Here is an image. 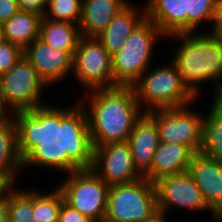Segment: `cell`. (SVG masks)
Instances as JSON below:
<instances>
[{"label": "cell", "mask_w": 222, "mask_h": 222, "mask_svg": "<svg viewBox=\"0 0 222 222\" xmlns=\"http://www.w3.org/2000/svg\"><path fill=\"white\" fill-rule=\"evenodd\" d=\"M84 104H45L13 114L22 168L45 166L66 174L92 168L94 147Z\"/></svg>", "instance_id": "obj_1"}, {"label": "cell", "mask_w": 222, "mask_h": 222, "mask_svg": "<svg viewBox=\"0 0 222 222\" xmlns=\"http://www.w3.org/2000/svg\"><path fill=\"white\" fill-rule=\"evenodd\" d=\"M88 94L90 107L84 108L93 147L127 142L133 127L145 113L132 86L99 88Z\"/></svg>", "instance_id": "obj_2"}, {"label": "cell", "mask_w": 222, "mask_h": 222, "mask_svg": "<svg viewBox=\"0 0 222 222\" xmlns=\"http://www.w3.org/2000/svg\"><path fill=\"white\" fill-rule=\"evenodd\" d=\"M169 37L182 40L171 62L184 83L198 97V85L214 80L215 96L222 87V43L209 32L177 33Z\"/></svg>", "instance_id": "obj_3"}, {"label": "cell", "mask_w": 222, "mask_h": 222, "mask_svg": "<svg viewBox=\"0 0 222 222\" xmlns=\"http://www.w3.org/2000/svg\"><path fill=\"white\" fill-rule=\"evenodd\" d=\"M146 70L132 85L139 105L145 104L144 112L191 105L197 96L184 83L176 65H162L154 71Z\"/></svg>", "instance_id": "obj_4"}, {"label": "cell", "mask_w": 222, "mask_h": 222, "mask_svg": "<svg viewBox=\"0 0 222 222\" xmlns=\"http://www.w3.org/2000/svg\"><path fill=\"white\" fill-rule=\"evenodd\" d=\"M162 36L159 27L146 17L135 27L112 55L115 86H132L140 78L149 68L156 39Z\"/></svg>", "instance_id": "obj_5"}, {"label": "cell", "mask_w": 222, "mask_h": 222, "mask_svg": "<svg viewBox=\"0 0 222 222\" xmlns=\"http://www.w3.org/2000/svg\"><path fill=\"white\" fill-rule=\"evenodd\" d=\"M156 212L155 185L145 177L133 183L109 187L105 219L112 222H146Z\"/></svg>", "instance_id": "obj_6"}, {"label": "cell", "mask_w": 222, "mask_h": 222, "mask_svg": "<svg viewBox=\"0 0 222 222\" xmlns=\"http://www.w3.org/2000/svg\"><path fill=\"white\" fill-rule=\"evenodd\" d=\"M58 188L64 201L93 222H101L107 211L109 185L92 169H80L67 174Z\"/></svg>", "instance_id": "obj_7"}, {"label": "cell", "mask_w": 222, "mask_h": 222, "mask_svg": "<svg viewBox=\"0 0 222 222\" xmlns=\"http://www.w3.org/2000/svg\"><path fill=\"white\" fill-rule=\"evenodd\" d=\"M44 88L48 87L24 55L8 72L0 76V97L6 108L11 109L12 115L45 105L40 100Z\"/></svg>", "instance_id": "obj_8"}, {"label": "cell", "mask_w": 222, "mask_h": 222, "mask_svg": "<svg viewBox=\"0 0 222 222\" xmlns=\"http://www.w3.org/2000/svg\"><path fill=\"white\" fill-rule=\"evenodd\" d=\"M72 72L86 90L115 86L112 55L97 37L81 35L73 54Z\"/></svg>", "instance_id": "obj_9"}, {"label": "cell", "mask_w": 222, "mask_h": 222, "mask_svg": "<svg viewBox=\"0 0 222 222\" xmlns=\"http://www.w3.org/2000/svg\"><path fill=\"white\" fill-rule=\"evenodd\" d=\"M188 106L157 109L147 114L157 125L160 142L185 144L196 153L202 146L205 115L189 110Z\"/></svg>", "instance_id": "obj_10"}, {"label": "cell", "mask_w": 222, "mask_h": 222, "mask_svg": "<svg viewBox=\"0 0 222 222\" xmlns=\"http://www.w3.org/2000/svg\"><path fill=\"white\" fill-rule=\"evenodd\" d=\"M91 169L109 186L129 184L144 178L135 167L127 142L95 147Z\"/></svg>", "instance_id": "obj_11"}, {"label": "cell", "mask_w": 222, "mask_h": 222, "mask_svg": "<svg viewBox=\"0 0 222 222\" xmlns=\"http://www.w3.org/2000/svg\"><path fill=\"white\" fill-rule=\"evenodd\" d=\"M154 185L159 212L167 214L171 206L185 210H210L202 191L188 172L162 177Z\"/></svg>", "instance_id": "obj_12"}, {"label": "cell", "mask_w": 222, "mask_h": 222, "mask_svg": "<svg viewBox=\"0 0 222 222\" xmlns=\"http://www.w3.org/2000/svg\"><path fill=\"white\" fill-rule=\"evenodd\" d=\"M23 55L47 87L63 80L73 70V54L70 51L55 49L39 38L23 50Z\"/></svg>", "instance_id": "obj_13"}, {"label": "cell", "mask_w": 222, "mask_h": 222, "mask_svg": "<svg viewBox=\"0 0 222 222\" xmlns=\"http://www.w3.org/2000/svg\"><path fill=\"white\" fill-rule=\"evenodd\" d=\"M187 172L202 191L211 214H222V163L196 152Z\"/></svg>", "instance_id": "obj_14"}, {"label": "cell", "mask_w": 222, "mask_h": 222, "mask_svg": "<svg viewBox=\"0 0 222 222\" xmlns=\"http://www.w3.org/2000/svg\"><path fill=\"white\" fill-rule=\"evenodd\" d=\"M194 154L185 144L159 142L151 168L143 176L154 183L162 177L187 172Z\"/></svg>", "instance_id": "obj_15"}, {"label": "cell", "mask_w": 222, "mask_h": 222, "mask_svg": "<svg viewBox=\"0 0 222 222\" xmlns=\"http://www.w3.org/2000/svg\"><path fill=\"white\" fill-rule=\"evenodd\" d=\"M159 142V132L155 121L144 113L133 127L127 140L135 167L142 175L151 168L153 155Z\"/></svg>", "instance_id": "obj_16"}, {"label": "cell", "mask_w": 222, "mask_h": 222, "mask_svg": "<svg viewBox=\"0 0 222 222\" xmlns=\"http://www.w3.org/2000/svg\"><path fill=\"white\" fill-rule=\"evenodd\" d=\"M146 3V18L154 22L165 37L187 33L186 0H148Z\"/></svg>", "instance_id": "obj_17"}, {"label": "cell", "mask_w": 222, "mask_h": 222, "mask_svg": "<svg viewBox=\"0 0 222 222\" xmlns=\"http://www.w3.org/2000/svg\"><path fill=\"white\" fill-rule=\"evenodd\" d=\"M128 3V0H82L80 34L87 37L99 36Z\"/></svg>", "instance_id": "obj_18"}, {"label": "cell", "mask_w": 222, "mask_h": 222, "mask_svg": "<svg viewBox=\"0 0 222 222\" xmlns=\"http://www.w3.org/2000/svg\"><path fill=\"white\" fill-rule=\"evenodd\" d=\"M143 8L144 10L140 14L138 8L129 2L113 17L104 31L97 36L111 55L121 49L125 39L146 17L145 7Z\"/></svg>", "instance_id": "obj_19"}, {"label": "cell", "mask_w": 222, "mask_h": 222, "mask_svg": "<svg viewBox=\"0 0 222 222\" xmlns=\"http://www.w3.org/2000/svg\"><path fill=\"white\" fill-rule=\"evenodd\" d=\"M41 19L39 15L18 11L2 24L4 40L25 50L39 38Z\"/></svg>", "instance_id": "obj_20"}, {"label": "cell", "mask_w": 222, "mask_h": 222, "mask_svg": "<svg viewBox=\"0 0 222 222\" xmlns=\"http://www.w3.org/2000/svg\"><path fill=\"white\" fill-rule=\"evenodd\" d=\"M79 25L67 21H53L42 18L39 39L55 49L70 51L74 54L79 38Z\"/></svg>", "instance_id": "obj_21"}, {"label": "cell", "mask_w": 222, "mask_h": 222, "mask_svg": "<svg viewBox=\"0 0 222 222\" xmlns=\"http://www.w3.org/2000/svg\"><path fill=\"white\" fill-rule=\"evenodd\" d=\"M204 117L200 152L222 163V109L214 102Z\"/></svg>", "instance_id": "obj_22"}, {"label": "cell", "mask_w": 222, "mask_h": 222, "mask_svg": "<svg viewBox=\"0 0 222 222\" xmlns=\"http://www.w3.org/2000/svg\"><path fill=\"white\" fill-rule=\"evenodd\" d=\"M22 168V159L17 150V130L12 118L0 127V173L16 175Z\"/></svg>", "instance_id": "obj_23"}, {"label": "cell", "mask_w": 222, "mask_h": 222, "mask_svg": "<svg viewBox=\"0 0 222 222\" xmlns=\"http://www.w3.org/2000/svg\"><path fill=\"white\" fill-rule=\"evenodd\" d=\"M53 191L47 195L33 190V215L37 222H58L64 197L58 187Z\"/></svg>", "instance_id": "obj_24"}, {"label": "cell", "mask_w": 222, "mask_h": 222, "mask_svg": "<svg viewBox=\"0 0 222 222\" xmlns=\"http://www.w3.org/2000/svg\"><path fill=\"white\" fill-rule=\"evenodd\" d=\"M222 0H186L187 33L197 32L201 22L210 21L214 25Z\"/></svg>", "instance_id": "obj_25"}, {"label": "cell", "mask_w": 222, "mask_h": 222, "mask_svg": "<svg viewBox=\"0 0 222 222\" xmlns=\"http://www.w3.org/2000/svg\"><path fill=\"white\" fill-rule=\"evenodd\" d=\"M81 17L82 0H48L44 18L79 25Z\"/></svg>", "instance_id": "obj_26"}, {"label": "cell", "mask_w": 222, "mask_h": 222, "mask_svg": "<svg viewBox=\"0 0 222 222\" xmlns=\"http://www.w3.org/2000/svg\"><path fill=\"white\" fill-rule=\"evenodd\" d=\"M8 222H37L33 215V190H14L9 196Z\"/></svg>", "instance_id": "obj_27"}, {"label": "cell", "mask_w": 222, "mask_h": 222, "mask_svg": "<svg viewBox=\"0 0 222 222\" xmlns=\"http://www.w3.org/2000/svg\"><path fill=\"white\" fill-rule=\"evenodd\" d=\"M23 56V50L9 41L0 43V76L8 72Z\"/></svg>", "instance_id": "obj_28"}, {"label": "cell", "mask_w": 222, "mask_h": 222, "mask_svg": "<svg viewBox=\"0 0 222 222\" xmlns=\"http://www.w3.org/2000/svg\"><path fill=\"white\" fill-rule=\"evenodd\" d=\"M17 3L20 12L39 15L43 18L48 0H17Z\"/></svg>", "instance_id": "obj_29"}, {"label": "cell", "mask_w": 222, "mask_h": 222, "mask_svg": "<svg viewBox=\"0 0 222 222\" xmlns=\"http://www.w3.org/2000/svg\"><path fill=\"white\" fill-rule=\"evenodd\" d=\"M58 222H93L88 217L82 215L76 209H73L65 201H63L60 211Z\"/></svg>", "instance_id": "obj_30"}, {"label": "cell", "mask_w": 222, "mask_h": 222, "mask_svg": "<svg viewBox=\"0 0 222 222\" xmlns=\"http://www.w3.org/2000/svg\"><path fill=\"white\" fill-rule=\"evenodd\" d=\"M19 11L17 0H0V23H4Z\"/></svg>", "instance_id": "obj_31"}, {"label": "cell", "mask_w": 222, "mask_h": 222, "mask_svg": "<svg viewBox=\"0 0 222 222\" xmlns=\"http://www.w3.org/2000/svg\"><path fill=\"white\" fill-rule=\"evenodd\" d=\"M16 175H6L0 173V199H5L15 190L13 183L15 182Z\"/></svg>", "instance_id": "obj_32"}, {"label": "cell", "mask_w": 222, "mask_h": 222, "mask_svg": "<svg viewBox=\"0 0 222 222\" xmlns=\"http://www.w3.org/2000/svg\"><path fill=\"white\" fill-rule=\"evenodd\" d=\"M213 30L210 31L222 43V5L219 8L218 14L215 18Z\"/></svg>", "instance_id": "obj_33"}, {"label": "cell", "mask_w": 222, "mask_h": 222, "mask_svg": "<svg viewBox=\"0 0 222 222\" xmlns=\"http://www.w3.org/2000/svg\"><path fill=\"white\" fill-rule=\"evenodd\" d=\"M9 197L0 199V222H8Z\"/></svg>", "instance_id": "obj_34"}, {"label": "cell", "mask_w": 222, "mask_h": 222, "mask_svg": "<svg viewBox=\"0 0 222 222\" xmlns=\"http://www.w3.org/2000/svg\"><path fill=\"white\" fill-rule=\"evenodd\" d=\"M9 111L6 106L4 105V102L2 101V98L0 97V127L6 124L8 121H10L13 117V115H8L7 113ZM11 116V117H10Z\"/></svg>", "instance_id": "obj_35"}, {"label": "cell", "mask_w": 222, "mask_h": 222, "mask_svg": "<svg viewBox=\"0 0 222 222\" xmlns=\"http://www.w3.org/2000/svg\"><path fill=\"white\" fill-rule=\"evenodd\" d=\"M168 214L162 212H156L149 220L146 222H166V217Z\"/></svg>", "instance_id": "obj_36"}, {"label": "cell", "mask_w": 222, "mask_h": 222, "mask_svg": "<svg viewBox=\"0 0 222 222\" xmlns=\"http://www.w3.org/2000/svg\"><path fill=\"white\" fill-rule=\"evenodd\" d=\"M213 102L222 109V87L219 92L213 97Z\"/></svg>", "instance_id": "obj_37"}, {"label": "cell", "mask_w": 222, "mask_h": 222, "mask_svg": "<svg viewBox=\"0 0 222 222\" xmlns=\"http://www.w3.org/2000/svg\"><path fill=\"white\" fill-rule=\"evenodd\" d=\"M215 222H222V214H213V217Z\"/></svg>", "instance_id": "obj_38"}, {"label": "cell", "mask_w": 222, "mask_h": 222, "mask_svg": "<svg viewBox=\"0 0 222 222\" xmlns=\"http://www.w3.org/2000/svg\"><path fill=\"white\" fill-rule=\"evenodd\" d=\"M4 40V37H3V25L2 23H0V43Z\"/></svg>", "instance_id": "obj_39"}, {"label": "cell", "mask_w": 222, "mask_h": 222, "mask_svg": "<svg viewBox=\"0 0 222 222\" xmlns=\"http://www.w3.org/2000/svg\"><path fill=\"white\" fill-rule=\"evenodd\" d=\"M101 222H112V221H109V220L104 218Z\"/></svg>", "instance_id": "obj_40"}]
</instances>
